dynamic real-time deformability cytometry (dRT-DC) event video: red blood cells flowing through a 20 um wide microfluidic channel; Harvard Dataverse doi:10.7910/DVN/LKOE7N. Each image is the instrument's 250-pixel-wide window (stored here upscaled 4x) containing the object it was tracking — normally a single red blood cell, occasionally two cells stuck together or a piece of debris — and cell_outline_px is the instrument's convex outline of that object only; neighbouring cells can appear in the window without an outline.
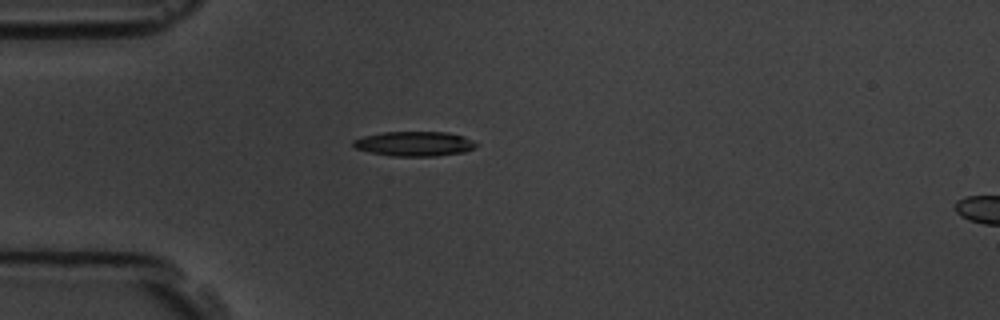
{"species": "common noctule bat (a hibernating species)", "species_latin": "Nyctalus noctula", "temperature_condition": "room temperature", "stored_images_in_passage": 2, "camera_frame_rate_fps": 3000, "um_per_image_px": 0.085, "animal": {"sex": "male", "body_mass_g": 19.5, "forearm_length_mm": 54.6}, "frame": {"image": 1, "passage_image": 1, "time_ms": 0.0, "image_size_px": [1000, 320], "cell_outline_px": [[480, 144], [476, 148], [464, 152], [436, 156], [392, 156], [372, 152], [356, 148], [352, 144], [352, 140], [364, 136], [384, 132], [448, 132], [464, 136]], "centroid_in_image_um": [35.28, 12.22], "position_along_channel_um": 49.7, "area_um2": 17.74}}